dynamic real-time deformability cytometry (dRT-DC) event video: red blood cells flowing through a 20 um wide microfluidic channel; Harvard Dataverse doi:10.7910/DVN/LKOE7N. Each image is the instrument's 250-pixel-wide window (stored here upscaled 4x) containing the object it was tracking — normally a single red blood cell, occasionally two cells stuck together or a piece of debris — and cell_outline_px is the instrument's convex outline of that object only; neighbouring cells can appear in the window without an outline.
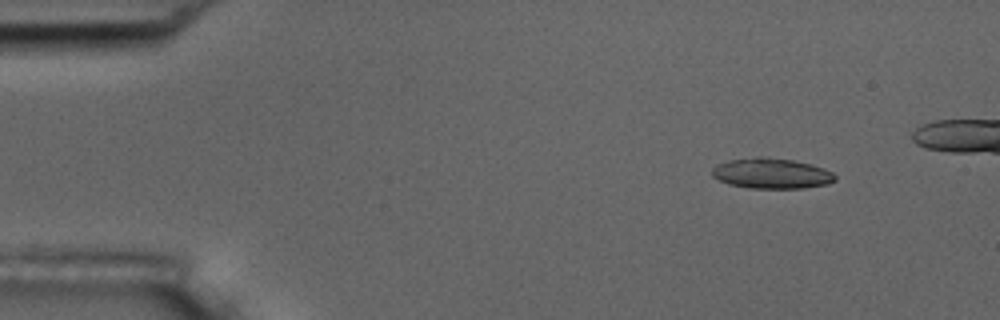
{"species": "common noctule bat (a hibernating species)", "species_latin": "Nyctalus noctula", "temperature_condition": "room temperature", "stored_images_in_passage": 5, "camera_frame_rate_fps": 3000, "um_per_image_px": 0.085, "animal": {"sex": "male", "body_mass_g": 17.5, "forearm_length_mm": 52.3}, "frame": {"image": 1, "passage_image": 2, "time_ms": 1.0, "image_size_px": [1000, 320], "cell_outline_px": [[836, 180], [828, 184], [804, 188], [752, 188], [728, 184], [712, 176], [712, 168], [716, 164], [728, 160], [756, 156], [768, 156], [792, 160], [812, 164], [824, 168], [832, 172], [836, 176]], "centroid_in_image_um": [65.58, 14.72], "position_along_channel_um": 19.4, "area_um2": 22.08}}